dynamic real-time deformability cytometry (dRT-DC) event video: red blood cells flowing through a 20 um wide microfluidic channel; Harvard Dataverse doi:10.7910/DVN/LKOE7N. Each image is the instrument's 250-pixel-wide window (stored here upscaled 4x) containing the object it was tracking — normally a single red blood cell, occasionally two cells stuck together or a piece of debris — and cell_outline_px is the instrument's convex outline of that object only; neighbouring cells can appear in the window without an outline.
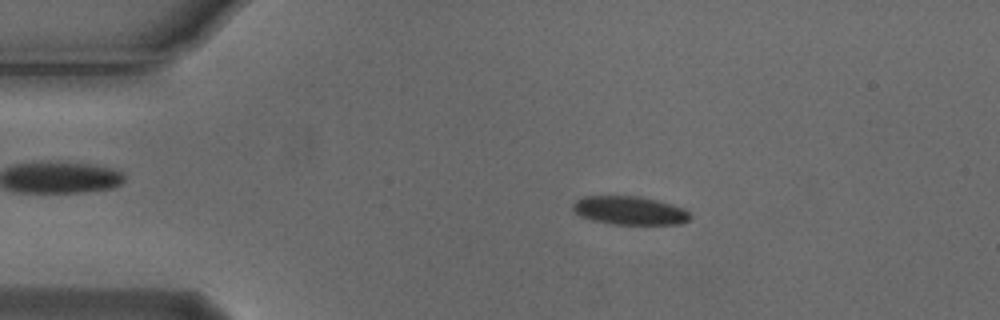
{"species": "Egyptian fruit bat (a non-hibernating species)", "species_latin": "Rousettus aegyptiacus", "temperature_condition": "cold", "stored_images_in_passage": 54, "camera_frame_rate_fps": 3000, "um_per_image_px": 0.085, "animal": {"sex": "male"}, "frame": {"image": 1, "passage_image": 10, "time_ms": 3.0, "image_size_px": [1000, 320], "cell_outline_px": [[692, 216], [688, 220], [680, 224], [608, 224], [592, 220], [580, 216], [572, 208], [572, 204], [576, 200], [584, 196], [640, 196], [656, 200], [684, 208]], "centroid_in_image_um": [53.5, 17.89], "position_along_channel_um": 31.5, "area_um2": 19.48}}
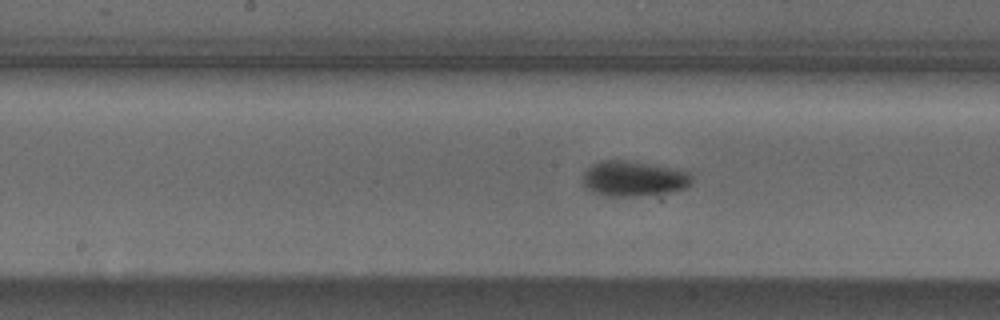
{"frame": {"image": 2, "passage_image": 27, "time_ms": 8.667, "image_size_px": [1000, 320], "cell_outline_px": [[692, 184], [684, 188], [668, 192], [632, 196], [608, 196], [592, 192], [584, 184], [584, 172], [592, 164], [600, 160], [628, 160], [688, 172], [692, 176]], "centroid_in_image_um": [53.83, 15.18], "position_along_channel_um": 194.4, "area_um2": 22.02}}
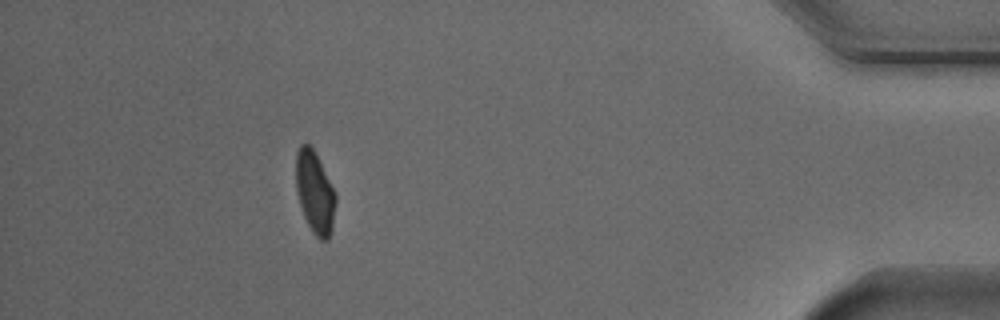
{"frame": {"image": 3, "passage_image": 49, "time_ms": 16.0, "image_size_px": [1000, 320], "cell_outline_px": [[336, 204], [332, 232], [328, 240], [320, 240], [312, 232], [304, 216], [300, 204], [296, 188], [296, 152], [300, 144], [308, 144], [312, 148], [336, 192]], "centroid_in_image_um": [26.78, 16.39], "position_along_channel_um": 408.4, "area_um2": 19.02}, "authors_computed_cell_mechanics": {"area_um2": 19.9988, "velocity_mm_per_s": 3.7065, "shape_relaxation_time_tau1_ms": 2.1173, "shape_relaxation_time_tau2_ms": null, "deformation_change_tau1": 0.1003, "deformation_change_tau2": null}}